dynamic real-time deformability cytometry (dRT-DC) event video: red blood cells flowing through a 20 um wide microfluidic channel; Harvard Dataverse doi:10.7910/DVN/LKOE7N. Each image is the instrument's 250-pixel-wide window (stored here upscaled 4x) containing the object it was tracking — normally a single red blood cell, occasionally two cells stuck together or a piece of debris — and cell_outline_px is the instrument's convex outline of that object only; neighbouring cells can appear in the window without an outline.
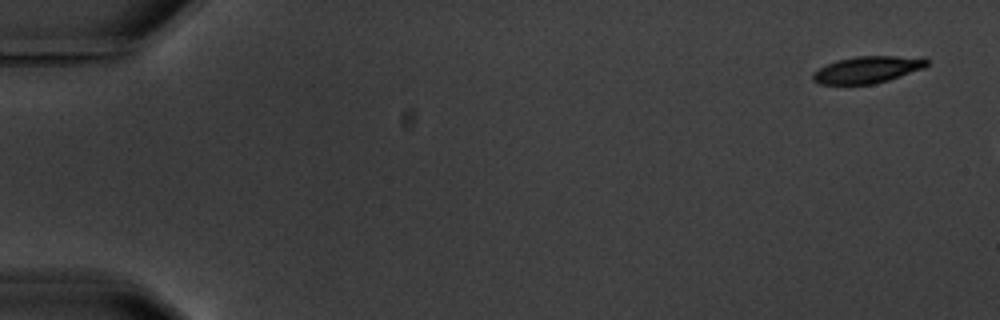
{"species": "common noctule bat (a hibernating species)", "species_latin": "Nyctalus noctula", "temperature_condition": "warm", "stored_images_in_passage": 3, "camera_frame_rate_fps": 3000, "um_per_image_px": 0.085, "animal": {"sex": "male", "body_mass_g": 20.1, "forearm_length_mm": 53.5}, "frame": {"image": 1, "passage_image": 1, "time_ms": 0.0, "image_size_px": [1000, 320], "cell_outline_px": [[928, 64], [924, 68], [888, 80], [872, 84], [820, 84], [812, 80], [812, 72], [836, 60], [856, 56], [924, 56], [928, 60]], "centroid_in_image_um": [73.76, 5.9], "position_along_channel_um": 11.2, "area_um2": 17.92}}